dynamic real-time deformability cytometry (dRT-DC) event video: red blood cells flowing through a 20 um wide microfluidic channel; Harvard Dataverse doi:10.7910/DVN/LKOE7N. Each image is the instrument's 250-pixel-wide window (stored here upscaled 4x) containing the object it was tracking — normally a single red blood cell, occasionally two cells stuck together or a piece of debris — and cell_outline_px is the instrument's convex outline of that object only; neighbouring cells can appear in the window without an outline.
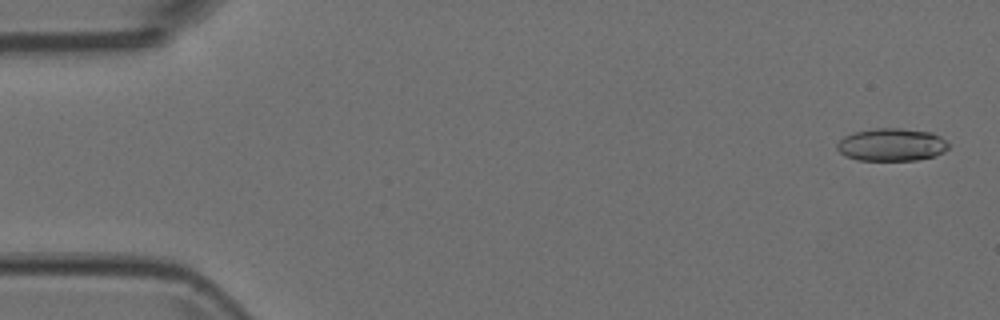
{"species": "Egyptian fruit bat (a non-hibernating species)", "species_latin": "Rousettus aegyptiacus", "temperature_condition": "room temperature", "stored_images_in_passage": 4, "camera_frame_rate_fps": 3000, "um_per_image_px": 0.085, "animal": {"sex": "female"}, "frame": {"image": 1, "passage_image": 1, "time_ms": 0.0, "image_size_px": [1000, 320], "cell_outline_px": [[948, 148], [944, 152], [932, 156], [916, 160], [856, 160], [844, 156], [836, 148], [836, 144], [844, 136], [856, 132], [876, 128], [900, 128], [932, 132], [940, 136], [948, 144]], "centroid_in_image_um": [75.76, 12.3], "position_along_channel_um": 9.2, "area_um2": 21.21}}